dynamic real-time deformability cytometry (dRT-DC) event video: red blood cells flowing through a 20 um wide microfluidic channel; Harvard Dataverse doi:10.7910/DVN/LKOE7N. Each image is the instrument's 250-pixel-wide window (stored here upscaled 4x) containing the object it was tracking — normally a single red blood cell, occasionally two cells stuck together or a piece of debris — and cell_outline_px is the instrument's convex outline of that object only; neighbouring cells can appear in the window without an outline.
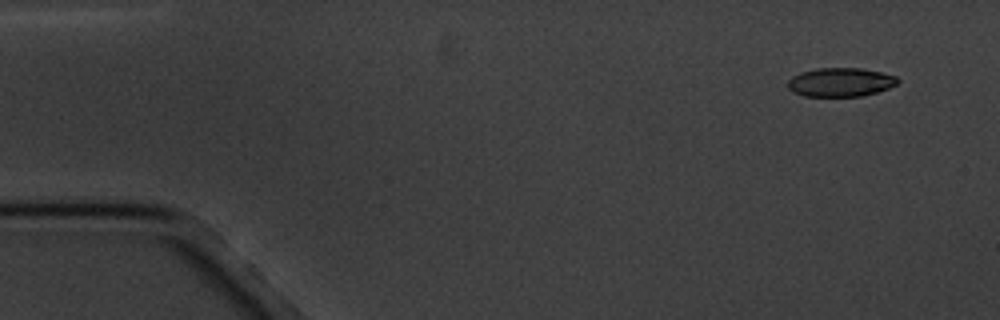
{"species": "common noctule bat (a hibernating species)", "species_latin": "Nyctalus noctula", "temperature_condition": "cold", "stored_images_in_passage": 5, "camera_frame_rate_fps": 3000, "um_per_image_px": 0.085, "animal": {"sex": "male", "body_mass_g": 20.1, "forearm_length_mm": 53.5}, "frame": {"image": 1, "passage_image": 1, "time_ms": 0.0, "image_size_px": [1000, 320], "cell_outline_px": [[900, 80], [896, 84], [888, 88], [876, 92], [860, 96], [804, 96], [792, 92], [788, 88], [788, 80], [792, 76], [800, 72], [816, 68], [860, 68], [880, 72], [896, 76]], "centroid_in_image_um": [71.41, 6.98], "position_along_channel_um": 13.6, "area_um2": 18.44}}
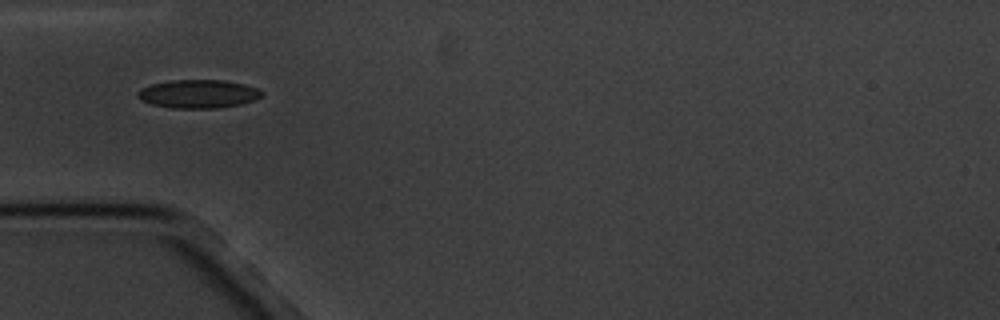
{"frame": {"image": 2, "passage_image": 5, "time_ms": 4.667, "image_size_px": [1000, 320], "cell_outline_px": [[264, 92], [260, 96], [252, 100], [240, 104], [220, 108], [172, 108], [152, 104], [140, 100], [136, 96], [136, 92], [140, 88], [152, 84], [172, 80], [224, 80], [244, 84], [256, 88]], "centroid_in_image_um": [16.81, 7.98], "position_along_channel_um": 68.2, "area_um2": 20.52}}